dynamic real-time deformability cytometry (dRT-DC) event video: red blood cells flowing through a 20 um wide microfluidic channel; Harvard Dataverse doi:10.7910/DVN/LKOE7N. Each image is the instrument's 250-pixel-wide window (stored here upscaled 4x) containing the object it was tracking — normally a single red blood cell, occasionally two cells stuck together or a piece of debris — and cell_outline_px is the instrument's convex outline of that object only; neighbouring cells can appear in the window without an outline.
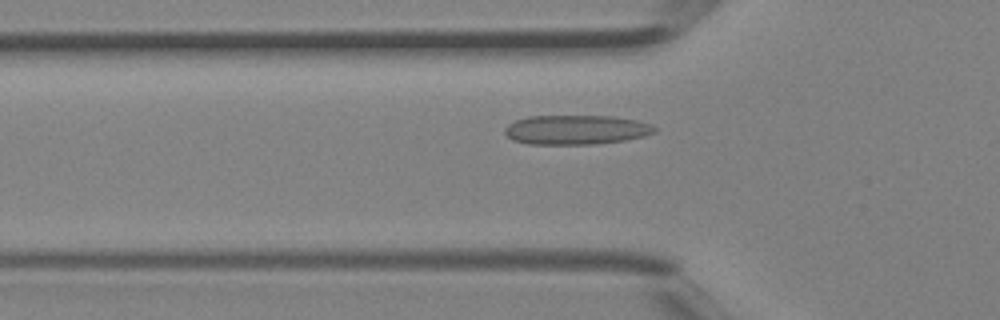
{"species": "Egyptian fruit bat (a non-hibernating species)", "species_latin": "Rousettus aegyptiacus", "temperature_condition": "room temperature", "stored_images_in_passage": 27, "camera_frame_rate_fps": 3000, "um_per_image_px": 0.085, "animal": {"sex": "female"}, "frame": {"image": 1, "passage_image": 3, "time_ms": 0.667, "image_size_px": [1000, 320], "cell_outline_px": [[656, 132], [644, 136], [624, 140], [592, 144], [528, 144], [512, 140], [504, 132], [504, 128], [508, 124], [516, 120], [528, 116], [612, 116], [636, 120], [652, 124], [656, 128]], "centroid_in_image_um": [48.96, 11.03], "position_along_channel_um": 76.8, "area_um2": 25.72}}
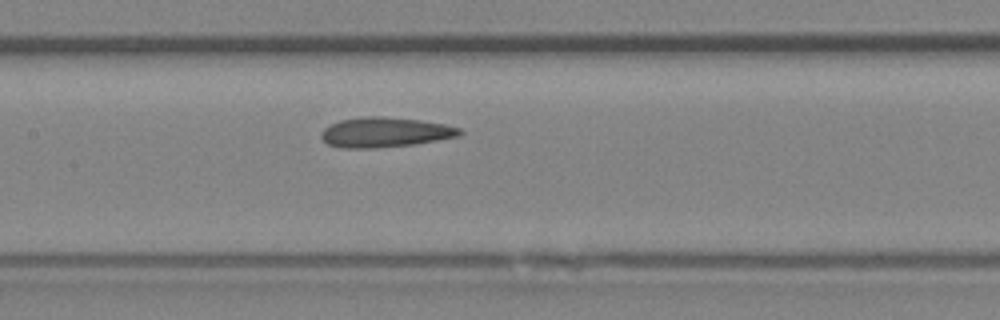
{"frame": {"image": 2, "passage_image": 9, "time_ms": 2.667, "image_size_px": [1000, 320], "cell_outline_px": [[464, 132], [460, 136], [416, 144], [376, 148], [340, 148], [328, 144], [320, 136], [324, 128], [340, 120], [360, 116], [384, 116], [420, 120], [444, 124], [460, 128]], "centroid_in_image_um": [32.74, 11.24], "position_along_channel_um": 174.7, "area_um2": 24.33}}
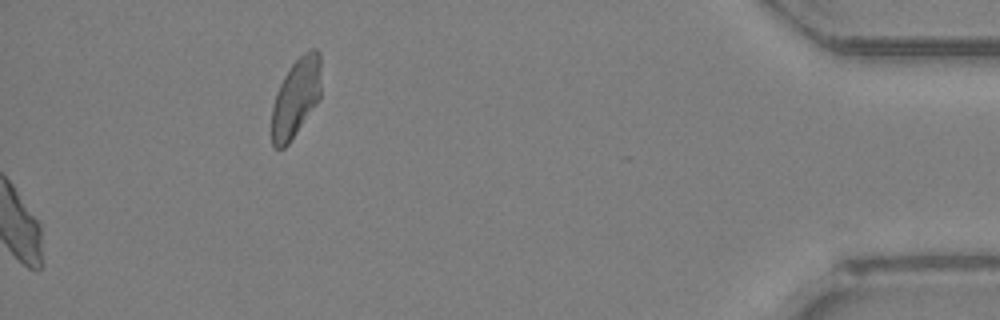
{"frame": {"image": 3, "passage_image": 27, "time_ms": 8.667, "image_size_px": [1000, 320], "cell_outline_px": [[320, 100], [288, 144], [284, 148], [276, 148], [272, 144], [272, 108], [276, 92], [284, 76], [292, 64], [304, 52], [312, 48], [316, 48], [320, 52]], "centroid_in_image_um": [25.16, 8.29], "position_along_channel_um": 410.0, "area_um2": 22.66}}